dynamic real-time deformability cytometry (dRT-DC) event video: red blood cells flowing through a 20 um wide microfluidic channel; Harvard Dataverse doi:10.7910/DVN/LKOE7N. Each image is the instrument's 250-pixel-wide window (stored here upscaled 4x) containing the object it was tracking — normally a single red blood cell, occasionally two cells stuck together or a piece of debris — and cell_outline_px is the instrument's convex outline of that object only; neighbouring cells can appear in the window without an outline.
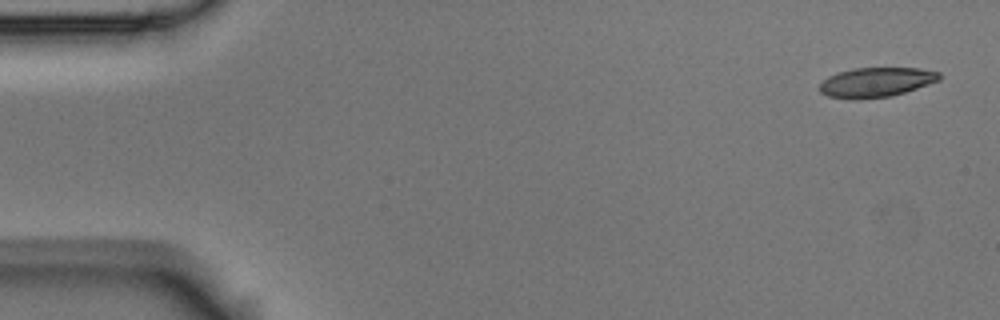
{"species": "Egyptian fruit bat (a non-hibernating species)", "species_latin": "Rousettus aegyptiacus", "temperature_condition": "room temperature", "stored_images_in_passage": 5, "camera_frame_rate_fps": 3000, "um_per_image_px": 0.085, "animal": {"sex": "male"}, "frame": {"image": 1, "passage_image": 1, "time_ms": 0.0, "image_size_px": [1000, 320], "cell_outline_px": [[940, 80], [892, 96], [856, 100], [828, 96], [820, 92], [820, 84], [828, 76], [840, 72], [856, 68], [920, 68], [940, 72]], "centroid_in_image_um": [74.47, 7.0], "position_along_channel_um": 10.5, "area_um2": 20.58}}
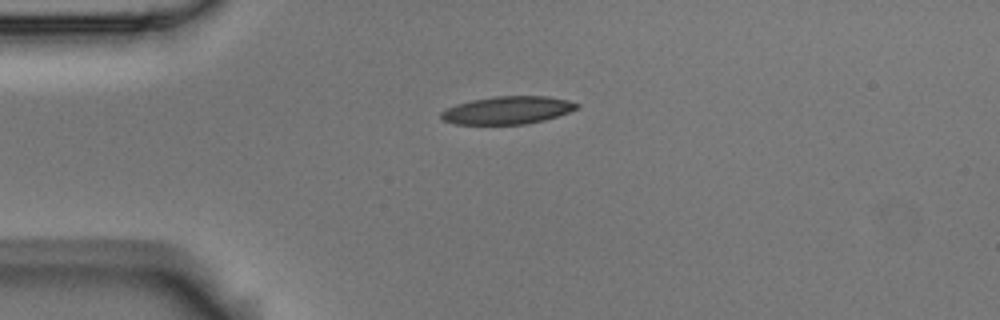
{"frame": {"image": 2, "passage_image": 4, "time_ms": 1.0, "image_size_px": [1000, 320], "cell_outline_px": [[580, 108], [544, 120], [528, 124], [456, 124], [444, 120], [440, 116], [440, 112], [456, 104], [472, 100], [496, 96], [548, 96], [568, 100], [580, 104]], "centroid_in_image_um": [43.17, 9.36], "position_along_channel_um": 41.8, "area_um2": 21.91}}